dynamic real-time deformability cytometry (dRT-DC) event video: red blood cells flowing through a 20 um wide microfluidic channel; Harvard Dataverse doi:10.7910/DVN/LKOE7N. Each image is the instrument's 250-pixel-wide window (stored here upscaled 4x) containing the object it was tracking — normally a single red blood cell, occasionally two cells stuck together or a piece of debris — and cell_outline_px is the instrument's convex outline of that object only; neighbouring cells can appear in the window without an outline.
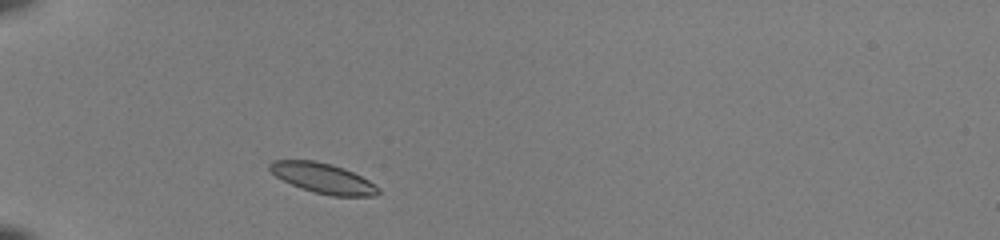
{"species": "common noctule bat (a hibernating species)", "species_latin": "Nyctalus noctula", "temperature_condition": "room temperature", "stored_images_in_passage": 35, "camera_frame_rate_fps": 3000, "um_per_image_px": 0.085, "animal": {"sex": "female", "body_mass_g": 22.0, "forearm_length_mm": 56.7}, "frame": {"image": 1, "passage_image": 1, "time_ms": 0.0, "image_size_px": [1000, 240], "cell_outline_px": [[380, 192], [376, 196], [332, 196], [316, 192], [292, 184], [276, 176], [268, 168], [268, 164], [272, 160], [312, 160], [332, 164], [344, 168], [368, 180], [380, 188]], "centroid_in_image_um": [27.47, 15.14], "position_along_channel_um": 57.5, "area_um2": 18.84}}
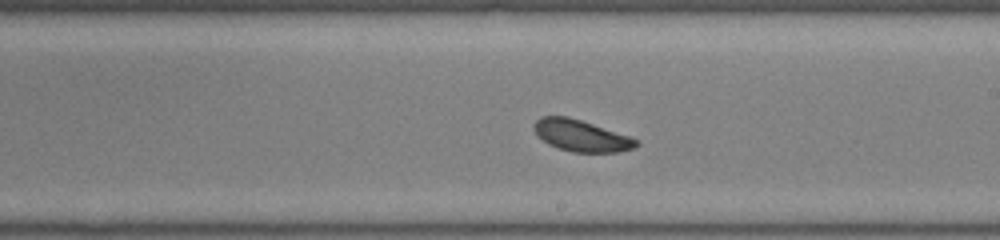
{"frame": {"image": 2, "passage_image": 16, "time_ms": 5.0, "image_size_px": [1000, 240], "cell_outline_px": [[640, 144], [636, 148], [620, 152], [572, 152], [548, 144], [536, 132], [536, 120], [540, 116], [568, 116], [640, 140]], "centroid_in_image_um": [49.47, 11.54], "position_along_channel_um": 239.5, "area_um2": 18.44}}
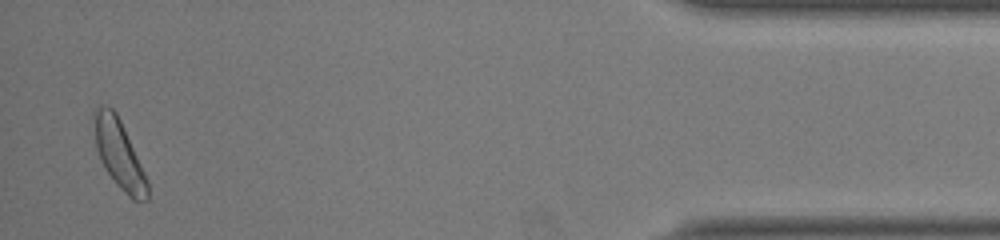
{"frame": {"image": 3, "passage_image": 34, "time_ms": 11.0, "image_size_px": [1000, 240], "cell_outline_px": [[148, 200], [132, 200], [116, 184], [104, 168], [100, 160], [96, 148], [92, 116], [96, 108], [100, 104], [108, 104], [116, 112], [120, 120], [148, 180]], "centroid_in_image_um": [10.09, 13.06], "position_along_channel_um": 425.1, "area_um2": 21.33}, "authors_computed_cell_mechanics": {"area_um2": 19.363, "velocity_mm_per_s": 4.0402, "shape_relaxation_time_tau1_ms": 3.2809, "shape_relaxation_time_tau2_ms": 6.5261, "deformation_change_tau1": 0.1008, "deformation_change_tau2": 0.1094}}